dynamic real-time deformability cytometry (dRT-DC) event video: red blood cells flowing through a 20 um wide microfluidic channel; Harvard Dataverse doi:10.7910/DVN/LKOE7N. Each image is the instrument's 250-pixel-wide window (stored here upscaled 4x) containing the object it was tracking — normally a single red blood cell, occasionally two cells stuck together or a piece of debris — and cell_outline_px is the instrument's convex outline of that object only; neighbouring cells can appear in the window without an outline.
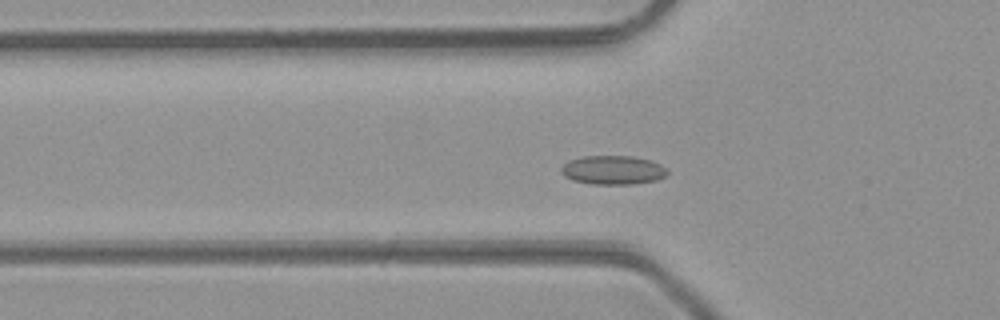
{"species": "common noctule bat (a hibernating species)", "species_latin": "Nyctalus noctula", "temperature_condition": "room temperature", "stored_images_in_passage": 47, "camera_frame_rate_fps": 3000, "um_per_image_px": 0.085, "animal": {"sex": "male", "body_mass_g": 23.1, "forearm_length_mm": 52.7}, "frame": {"image": 1, "passage_image": 14, "time_ms": 4.333, "image_size_px": [1000, 320], "cell_outline_px": [[668, 172], [664, 176], [656, 180], [632, 184], [592, 184], [572, 180], [564, 176], [560, 172], [560, 168], [568, 160], [580, 156], [632, 156], [652, 160], [660, 164]], "centroid_in_image_um": [52.05, 14.44], "position_along_channel_um": 73.8, "area_um2": 17.98}}
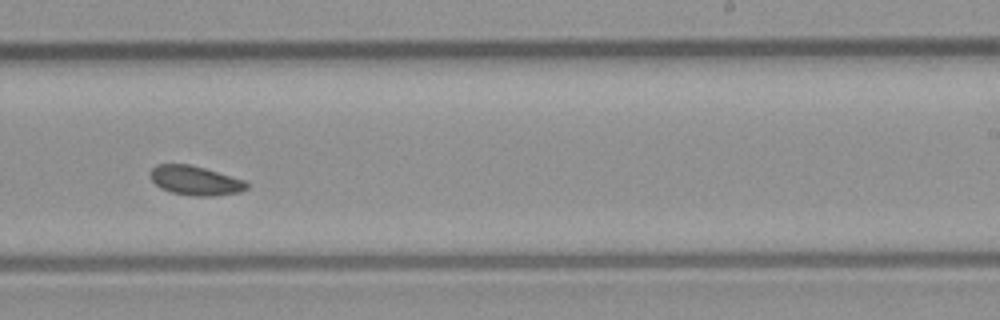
{"frame": {"image": 2, "passage_image": 28, "time_ms": 9.0, "image_size_px": [1000, 320], "cell_outline_px": [[248, 188], [240, 192], [212, 196], [196, 196], [168, 192], [160, 188], [148, 176], [148, 172], [156, 164], [188, 164], [204, 168], [244, 180], [248, 184]], "centroid_in_image_um": [16.54, 15.35], "position_along_channel_um": 272.5, "area_um2": 16.53}}
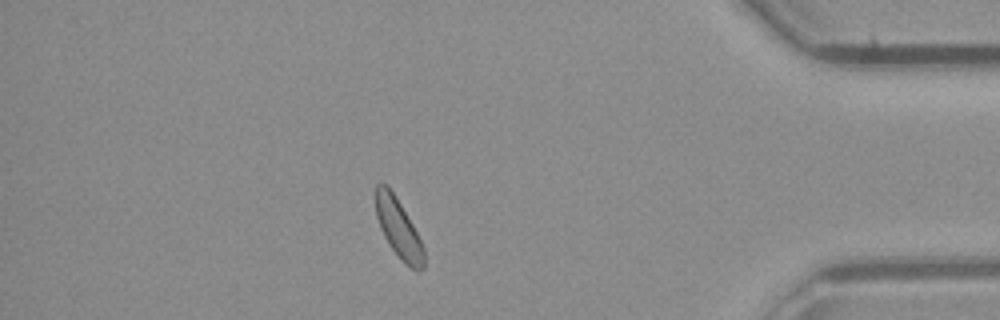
{"frame": {"image": 3, "passage_image": 40, "time_ms": 13.0, "image_size_px": [1000, 320], "cell_outline_px": [[424, 268], [420, 272], [416, 272], [388, 244], [380, 228], [376, 216], [376, 184], [384, 184], [396, 196], [412, 224], [424, 248]], "centroid_in_image_um": [33.88, 19.42], "position_along_channel_um": 401.3, "area_um2": 16.07}, "authors_computed_cell_mechanics": {"area_um2": 16.8776, "velocity_mm_per_s": 4.249, "shape_relaxation_time_tau1_ms": null, "shape_relaxation_time_tau2_ms": 1.9797, "deformation_change_tau1": null, "deformation_change_tau2": 0.064}}